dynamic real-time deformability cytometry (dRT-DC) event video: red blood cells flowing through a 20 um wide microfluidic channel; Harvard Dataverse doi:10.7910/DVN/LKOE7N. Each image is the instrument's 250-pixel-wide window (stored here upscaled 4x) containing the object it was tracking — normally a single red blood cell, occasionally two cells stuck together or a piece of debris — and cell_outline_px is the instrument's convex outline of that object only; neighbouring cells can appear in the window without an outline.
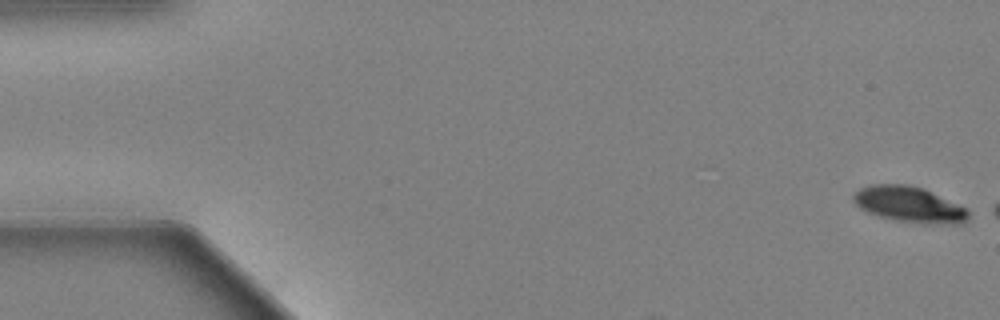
{"species": "Egyptian fruit bat (a non-hibernating species)", "species_latin": "Rousettus aegyptiacus", "temperature_condition": "warm", "stored_images_in_passage": 7, "camera_frame_rate_fps": 3000, "um_per_image_px": 0.085, "animal": {"sex": "female"}, "frame": {"image": 1, "passage_image": 1, "time_ms": 0.0, "image_size_px": [1000, 320], "cell_outline_px": [[968, 220], [964, 224], [948, 224], [896, 220], [880, 216], [868, 212], [860, 208], [852, 200], [852, 196], [860, 188], [872, 184], [908, 184], [924, 188], [968, 208]], "centroid_in_image_um": [77.31, 17.36], "position_along_channel_um": 7.7, "area_um2": 23.87}}